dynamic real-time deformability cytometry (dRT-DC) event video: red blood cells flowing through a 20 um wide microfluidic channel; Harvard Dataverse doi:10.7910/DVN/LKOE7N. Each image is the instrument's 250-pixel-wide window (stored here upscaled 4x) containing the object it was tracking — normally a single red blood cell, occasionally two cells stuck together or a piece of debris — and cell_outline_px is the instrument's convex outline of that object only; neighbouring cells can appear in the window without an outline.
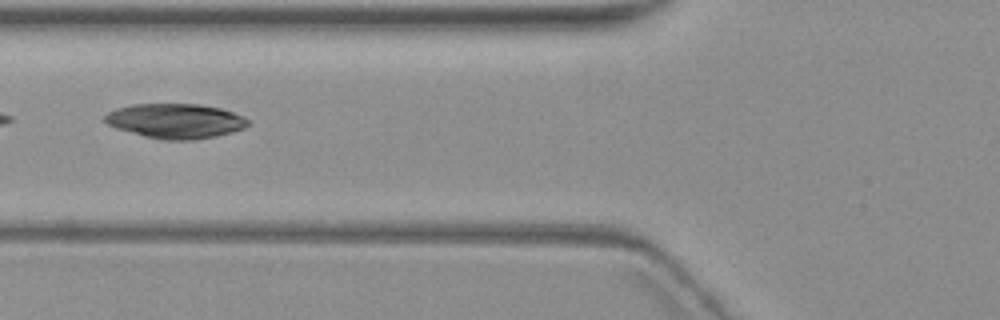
{"species": "common noctule bat (a hibernating species)", "species_latin": "Nyctalus noctula", "temperature_condition": "warm", "stored_images_in_passage": 7, "camera_frame_rate_fps": 3000, "um_per_image_px": 0.085, "animal": {"sex": "female", "body_mass_g": 19.3, "forearm_length_mm": 54.1}, "frame": {"image": 1, "passage_image": 5, "time_ms": 5.667, "image_size_px": [1000, 320], "cell_outline_px": [[248, 124], [244, 128], [232, 132], [216, 136], [192, 140], [160, 140], [144, 136], [116, 128], [108, 124], [104, 120], [104, 116], [108, 112], [116, 108], [132, 104], [200, 104], [220, 108], [244, 116], [248, 120]], "centroid_in_image_um": [14.9, 10.28], "position_along_channel_um": 110.9, "area_um2": 29.02}}
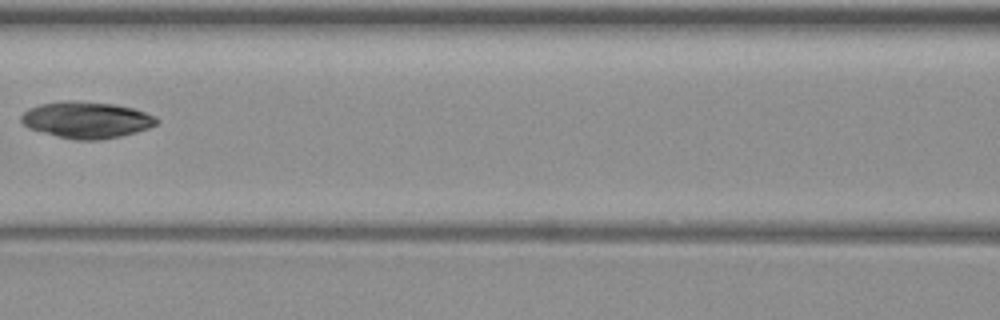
{"frame": {"image": 2, "passage_image": 6, "time_ms": 7.0, "image_size_px": [1000, 320], "cell_outline_px": [[160, 120], [156, 124], [148, 128], [136, 132], [120, 136], [100, 140], [72, 140], [56, 136], [28, 128], [20, 120], [20, 116], [28, 108], [40, 104], [64, 100], [72, 100], [112, 104], [132, 108], [156, 116]], "centroid_in_image_um": [7.33, 10.19], "position_along_channel_um": 159.3, "area_um2": 28.9}}
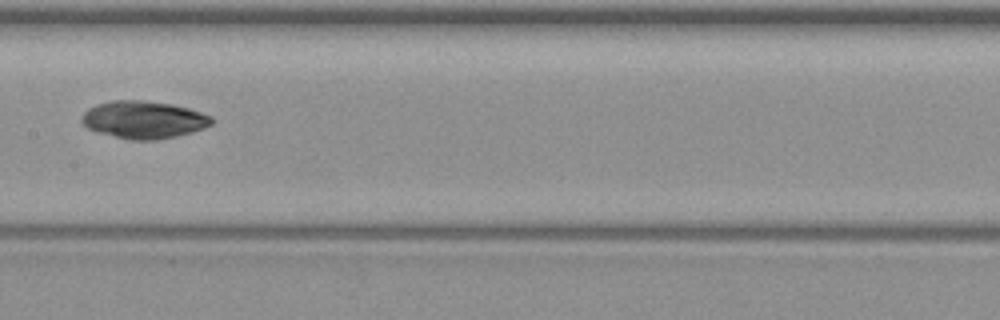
{"frame": {"image": 3, "passage_image": 7, "time_ms": 8.0, "image_size_px": [1000, 320], "cell_outline_px": [[212, 124], [204, 128], [192, 132], [176, 136], [156, 140], [128, 140], [96, 132], [88, 128], [80, 120], [80, 116], [88, 108], [96, 104], [112, 100], [144, 100], [172, 104], [188, 108], [212, 116]], "centroid_in_image_um": [12.18, 10.17], "position_along_channel_um": 195.2, "area_um2": 28.61}}